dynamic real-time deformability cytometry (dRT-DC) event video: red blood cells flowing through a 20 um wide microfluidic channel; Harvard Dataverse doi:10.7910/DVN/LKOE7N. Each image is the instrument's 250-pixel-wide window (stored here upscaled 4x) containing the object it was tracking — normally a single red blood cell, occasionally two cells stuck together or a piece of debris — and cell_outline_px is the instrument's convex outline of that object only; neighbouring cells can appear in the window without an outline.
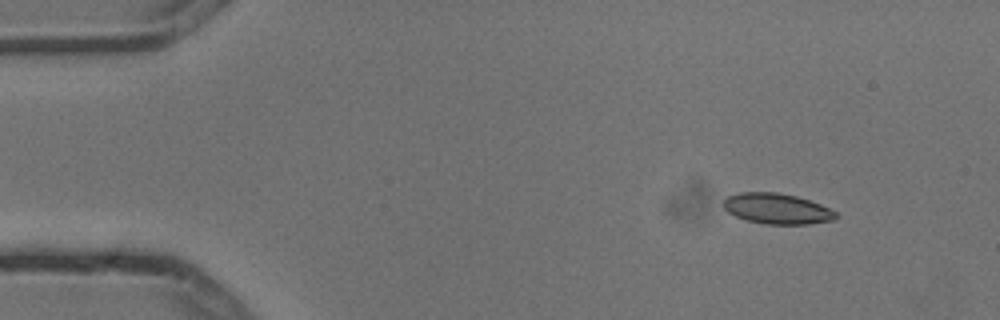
{"species": "common noctule bat (a hibernating species)", "species_latin": "Nyctalus noctula", "temperature_condition": "cold", "stored_images_in_passage": 5, "camera_frame_rate_fps": 3000, "um_per_image_px": 0.085, "animal": {"sex": "male", "body_mass_g": 13.3}, "frame": {"image": 1, "passage_image": 2, "time_ms": 0.333, "image_size_px": [1000, 320], "cell_outline_px": [[840, 216], [836, 220], [808, 224], [764, 224], [744, 220], [728, 212], [724, 208], [724, 200], [728, 196], [740, 192], [776, 192], [796, 196], [820, 204], [836, 212]], "centroid_in_image_um": [66.06, 17.75], "position_along_channel_um": 18.9, "area_um2": 20.11}}
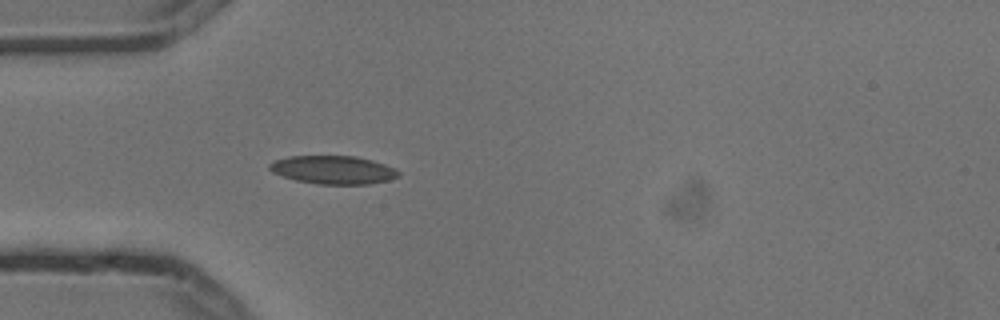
{"frame": {"image": 2, "passage_image": 5, "time_ms": 1.333, "image_size_px": [1000, 320], "cell_outline_px": [[400, 176], [388, 180], [368, 184], [316, 184], [296, 180], [272, 172], [268, 168], [268, 164], [276, 160], [288, 156], [356, 156], [372, 160], [384, 164], [400, 172]], "centroid_in_image_um": [28.31, 14.43], "position_along_channel_um": 56.7, "area_um2": 21.15}}